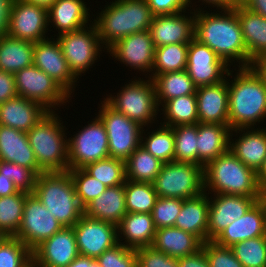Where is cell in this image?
Instances as JSON below:
<instances>
[{"label":"cell","mask_w":266,"mask_h":267,"mask_svg":"<svg viewBox=\"0 0 266 267\" xmlns=\"http://www.w3.org/2000/svg\"><path fill=\"white\" fill-rule=\"evenodd\" d=\"M63 225L41 203L34 193H27L21 225L14 237L31 251L60 231Z\"/></svg>","instance_id":"13"},{"label":"cell","mask_w":266,"mask_h":267,"mask_svg":"<svg viewBox=\"0 0 266 267\" xmlns=\"http://www.w3.org/2000/svg\"><path fill=\"white\" fill-rule=\"evenodd\" d=\"M250 67L258 74L266 87V53L257 57Z\"/></svg>","instance_id":"56"},{"label":"cell","mask_w":266,"mask_h":267,"mask_svg":"<svg viewBox=\"0 0 266 267\" xmlns=\"http://www.w3.org/2000/svg\"><path fill=\"white\" fill-rule=\"evenodd\" d=\"M229 124H197L198 165L203 168L229 150Z\"/></svg>","instance_id":"27"},{"label":"cell","mask_w":266,"mask_h":267,"mask_svg":"<svg viewBox=\"0 0 266 267\" xmlns=\"http://www.w3.org/2000/svg\"><path fill=\"white\" fill-rule=\"evenodd\" d=\"M78 256L73 227H63L32 251L33 267H66Z\"/></svg>","instance_id":"19"},{"label":"cell","mask_w":266,"mask_h":267,"mask_svg":"<svg viewBox=\"0 0 266 267\" xmlns=\"http://www.w3.org/2000/svg\"><path fill=\"white\" fill-rule=\"evenodd\" d=\"M182 205L181 198L158 197L151 213L156 229L174 227Z\"/></svg>","instance_id":"48"},{"label":"cell","mask_w":266,"mask_h":267,"mask_svg":"<svg viewBox=\"0 0 266 267\" xmlns=\"http://www.w3.org/2000/svg\"><path fill=\"white\" fill-rule=\"evenodd\" d=\"M55 112L48 111L27 132L29 144L43 172H64L69 169L67 133Z\"/></svg>","instance_id":"5"},{"label":"cell","mask_w":266,"mask_h":267,"mask_svg":"<svg viewBox=\"0 0 266 267\" xmlns=\"http://www.w3.org/2000/svg\"><path fill=\"white\" fill-rule=\"evenodd\" d=\"M83 169L107 187L122 185L126 180L125 161L121 159L108 157L89 163Z\"/></svg>","instance_id":"43"},{"label":"cell","mask_w":266,"mask_h":267,"mask_svg":"<svg viewBox=\"0 0 266 267\" xmlns=\"http://www.w3.org/2000/svg\"><path fill=\"white\" fill-rule=\"evenodd\" d=\"M121 89L117 96L109 95L104 101L143 128L153 123L160 110L152 79L145 81L139 77Z\"/></svg>","instance_id":"7"},{"label":"cell","mask_w":266,"mask_h":267,"mask_svg":"<svg viewBox=\"0 0 266 267\" xmlns=\"http://www.w3.org/2000/svg\"><path fill=\"white\" fill-rule=\"evenodd\" d=\"M94 121L68 138V168H84L87 164L109 156L108 137L104 123L96 116Z\"/></svg>","instance_id":"12"},{"label":"cell","mask_w":266,"mask_h":267,"mask_svg":"<svg viewBox=\"0 0 266 267\" xmlns=\"http://www.w3.org/2000/svg\"><path fill=\"white\" fill-rule=\"evenodd\" d=\"M0 160L32 169L37 175L43 171L37 164L26 132L0 125Z\"/></svg>","instance_id":"25"},{"label":"cell","mask_w":266,"mask_h":267,"mask_svg":"<svg viewBox=\"0 0 266 267\" xmlns=\"http://www.w3.org/2000/svg\"><path fill=\"white\" fill-rule=\"evenodd\" d=\"M0 267H33L32 251L17 237L0 244Z\"/></svg>","instance_id":"45"},{"label":"cell","mask_w":266,"mask_h":267,"mask_svg":"<svg viewBox=\"0 0 266 267\" xmlns=\"http://www.w3.org/2000/svg\"><path fill=\"white\" fill-rule=\"evenodd\" d=\"M33 193L63 227H73L84 215V207L68 171L42 172Z\"/></svg>","instance_id":"6"},{"label":"cell","mask_w":266,"mask_h":267,"mask_svg":"<svg viewBox=\"0 0 266 267\" xmlns=\"http://www.w3.org/2000/svg\"><path fill=\"white\" fill-rule=\"evenodd\" d=\"M157 199L152 183L125 180L127 213H152Z\"/></svg>","instance_id":"39"},{"label":"cell","mask_w":266,"mask_h":267,"mask_svg":"<svg viewBox=\"0 0 266 267\" xmlns=\"http://www.w3.org/2000/svg\"><path fill=\"white\" fill-rule=\"evenodd\" d=\"M163 162L146 151L141 145L125 160L126 179L152 183L160 173Z\"/></svg>","instance_id":"36"},{"label":"cell","mask_w":266,"mask_h":267,"mask_svg":"<svg viewBox=\"0 0 266 267\" xmlns=\"http://www.w3.org/2000/svg\"><path fill=\"white\" fill-rule=\"evenodd\" d=\"M79 255L97 259L118 244V226L83 215L73 226Z\"/></svg>","instance_id":"15"},{"label":"cell","mask_w":266,"mask_h":267,"mask_svg":"<svg viewBox=\"0 0 266 267\" xmlns=\"http://www.w3.org/2000/svg\"><path fill=\"white\" fill-rule=\"evenodd\" d=\"M141 133V146L163 163L174 161V134L173 127L161 124L157 130ZM151 133V134H150ZM144 137V138H143ZM144 139V140H143Z\"/></svg>","instance_id":"40"},{"label":"cell","mask_w":266,"mask_h":267,"mask_svg":"<svg viewBox=\"0 0 266 267\" xmlns=\"http://www.w3.org/2000/svg\"><path fill=\"white\" fill-rule=\"evenodd\" d=\"M244 7L266 18V0H248Z\"/></svg>","instance_id":"59"},{"label":"cell","mask_w":266,"mask_h":267,"mask_svg":"<svg viewBox=\"0 0 266 267\" xmlns=\"http://www.w3.org/2000/svg\"><path fill=\"white\" fill-rule=\"evenodd\" d=\"M250 129L238 128L231 130L229 149L247 167L257 172L266 158V128ZM240 131L244 133L241 134ZM233 132L241 134L236 141L232 139Z\"/></svg>","instance_id":"26"},{"label":"cell","mask_w":266,"mask_h":267,"mask_svg":"<svg viewBox=\"0 0 266 267\" xmlns=\"http://www.w3.org/2000/svg\"><path fill=\"white\" fill-rule=\"evenodd\" d=\"M210 267H244L230 247L217 245L214 241L202 244Z\"/></svg>","instance_id":"50"},{"label":"cell","mask_w":266,"mask_h":267,"mask_svg":"<svg viewBox=\"0 0 266 267\" xmlns=\"http://www.w3.org/2000/svg\"><path fill=\"white\" fill-rule=\"evenodd\" d=\"M189 44H167L155 48L150 79L167 72L182 71L187 67ZM155 72V73H154Z\"/></svg>","instance_id":"38"},{"label":"cell","mask_w":266,"mask_h":267,"mask_svg":"<svg viewBox=\"0 0 266 267\" xmlns=\"http://www.w3.org/2000/svg\"><path fill=\"white\" fill-rule=\"evenodd\" d=\"M204 192L264 197L256 171L247 167L230 149L203 168Z\"/></svg>","instance_id":"4"},{"label":"cell","mask_w":266,"mask_h":267,"mask_svg":"<svg viewBox=\"0 0 266 267\" xmlns=\"http://www.w3.org/2000/svg\"><path fill=\"white\" fill-rule=\"evenodd\" d=\"M18 190L14 186L13 181L3 174H0V197L10 196L17 193Z\"/></svg>","instance_id":"57"},{"label":"cell","mask_w":266,"mask_h":267,"mask_svg":"<svg viewBox=\"0 0 266 267\" xmlns=\"http://www.w3.org/2000/svg\"><path fill=\"white\" fill-rule=\"evenodd\" d=\"M74 182L80 204L85 207L90 201L100 196L107 186L88 174L83 168L68 169Z\"/></svg>","instance_id":"46"},{"label":"cell","mask_w":266,"mask_h":267,"mask_svg":"<svg viewBox=\"0 0 266 267\" xmlns=\"http://www.w3.org/2000/svg\"><path fill=\"white\" fill-rule=\"evenodd\" d=\"M48 10L24 0H13L7 35L38 42L47 39Z\"/></svg>","instance_id":"16"},{"label":"cell","mask_w":266,"mask_h":267,"mask_svg":"<svg viewBox=\"0 0 266 267\" xmlns=\"http://www.w3.org/2000/svg\"><path fill=\"white\" fill-rule=\"evenodd\" d=\"M192 0H189V3L191 5V2ZM199 1H202L204 2L205 4H208L210 6H213V7H217V9H229V0H199Z\"/></svg>","instance_id":"61"},{"label":"cell","mask_w":266,"mask_h":267,"mask_svg":"<svg viewBox=\"0 0 266 267\" xmlns=\"http://www.w3.org/2000/svg\"><path fill=\"white\" fill-rule=\"evenodd\" d=\"M203 242L194 234L176 227L156 229L153 244L157 251L170 257L179 258L191 255L202 248Z\"/></svg>","instance_id":"31"},{"label":"cell","mask_w":266,"mask_h":267,"mask_svg":"<svg viewBox=\"0 0 266 267\" xmlns=\"http://www.w3.org/2000/svg\"><path fill=\"white\" fill-rule=\"evenodd\" d=\"M109 52L115 60H119L131 69L152 72L155 56V45L148 30L130 34L110 46Z\"/></svg>","instance_id":"20"},{"label":"cell","mask_w":266,"mask_h":267,"mask_svg":"<svg viewBox=\"0 0 266 267\" xmlns=\"http://www.w3.org/2000/svg\"><path fill=\"white\" fill-rule=\"evenodd\" d=\"M110 4L93 20L104 49L130 34L149 29L154 15L146 0H115Z\"/></svg>","instance_id":"3"},{"label":"cell","mask_w":266,"mask_h":267,"mask_svg":"<svg viewBox=\"0 0 266 267\" xmlns=\"http://www.w3.org/2000/svg\"><path fill=\"white\" fill-rule=\"evenodd\" d=\"M155 87L158 106L176 97L195 94L196 86L186 69L167 72L152 78Z\"/></svg>","instance_id":"35"},{"label":"cell","mask_w":266,"mask_h":267,"mask_svg":"<svg viewBox=\"0 0 266 267\" xmlns=\"http://www.w3.org/2000/svg\"><path fill=\"white\" fill-rule=\"evenodd\" d=\"M174 161L198 165L197 124L173 127Z\"/></svg>","instance_id":"42"},{"label":"cell","mask_w":266,"mask_h":267,"mask_svg":"<svg viewBox=\"0 0 266 267\" xmlns=\"http://www.w3.org/2000/svg\"><path fill=\"white\" fill-rule=\"evenodd\" d=\"M199 123L229 124L228 81L196 88Z\"/></svg>","instance_id":"23"},{"label":"cell","mask_w":266,"mask_h":267,"mask_svg":"<svg viewBox=\"0 0 266 267\" xmlns=\"http://www.w3.org/2000/svg\"><path fill=\"white\" fill-rule=\"evenodd\" d=\"M152 185L158 197H197L204 192L203 167L176 161L163 163Z\"/></svg>","instance_id":"8"},{"label":"cell","mask_w":266,"mask_h":267,"mask_svg":"<svg viewBox=\"0 0 266 267\" xmlns=\"http://www.w3.org/2000/svg\"><path fill=\"white\" fill-rule=\"evenodd\" d=\"M257 182L263 195H266V158L262 166L256 172Z\"/></svg>","instance_id":"60"},{"label":"cell","mask_w":266,"mask_h":267,"mask_svg":"<svg viewBox=\"0 0 266 267\" xmlns=\"http://www.w3.org/2000/svg\"><path fill=\"white\" fill-rule=\"evenodd\" d=\"M34 42L4 35L0 37V70L16 73L33 65Z\"/></svg>","instance_id":"34"},{"label":"cell","mask_w":266,"mask_h":267,"mask_svg":"<svg viewBox=\"0 0 266 267\" xmlns=\"http://www.w3.org/2000/svg\"><path fill=\"white\" fill-rule=\"evenodd\" d=\"M26 197L27 193L22 191L0 197V229L8 236H14L18 232Z\"/></svg>","instance_id":"41"},{"label":"cell","mask_w":266,"mask_h":267,"mask_svg":"<svg viewBox=\"0 0 266 267\" xmlns=\"http://www.w3.org/2000/svg\"><path fill=\"white\" fill-rule=\"evenodd\" d=\"M91 22L88 23L89 27L87 25L79 30L57 35L56 38L70 70L77 78L92 67L103 49L97 27Z\"/></svg>","instance_id":"9"},{"label":"cell","mask_w":266,"mask_h":267,"mask_svg":"<svg viewBox=\"0 0 266 267\" xmlns=\"http://www.w3.org/2000/svg\"><path fill=\"white\" fill-rule=\"evenodd\" d=\"M12 2L13 0H0V37L7 35Z\"/></svg>","instance_id":"55"},{"label":"cell","mask_w":266,"mask_h":267,"mask_svg":"<svg viewBox=\"0 0 266 267\" xmlns=\"http://www.w3.org/2000/svg\"><path fill=\"white\" fill-rule=\"evenodd\" d=\"M85 3L83 0H56L48 9V23L58 29L59 35L84 28L90 21V9Z\"/></svg>","instance_id":"30"},{"label":"cell","mask_w":266,"mask_h":267,"mask_svg":"<svg viewBox=\"0 0 266 267\" xmlns=\"http://www.w3.org/2000/svg\"><path fill=\"white\" fill-rule=\"evenodd\" d=\"M50 39L47 37L34 43L33 65L49 75L71 96L78 78L70 70L57 39Z\"/></svg>","instance_id":"18"},{"label":"cell","mask_w":266,"mask_h":267,"mask_svg":"<svg viewBox=\"0 0 266 267\" xmlns=\"http://www.w3.org/2000/svg\"><path fill=\"white\" fill-rule=\"evenodd\" d=\"M100 107L97 116L106 129L109 156L125 161L140 146L143 127L114 110L105 101L101 102Z\"/></svg>","instance_id":"10"},{"label":"cell","mask_w":266,"mask_h":267,"mask_svg":"<svg viewBox=\"0 0 266 267\" xmlns=\"http://www.w3.org/2000/svg\"><path fill=\"white\" fill-rule=\"evenodd\" d=\"M222 11L208 13L206 10H200V7L197 8L195 38L213 50L227 65L236 60L239 63L238 68L250 67L253 60L244 44L236 12L234 8Z\"/></svg>","instance_id":"1"},{"label":"cell","mask_w":266,"mask_h":267,"mask_svg":"<svg viewBox=\"0 0 266 267\" xmlns=\"http://www.w3.org/2000/svg\"><path fill=\"white\" fill-rule=\"evenodd\" d=\"M266 235V201L258 200L245 215L234 220L213 241L231 247L247 239Z\"/></svg>","instance_id":"22"},{"label":"cell","mask_w":266,"mask_h":267,"mask_svg":"<svg viewBox=\"0 0 266 267\" xmlns=\"http://www.w3.org/2000/svg\"><path fill=\"white\" fill-rule=\"evenodd\" d=\"M47 112L40 103L16 96L0 104V125L27 133Z\"/></svg>","instance_id":"24"},{"label":"cell","mask_w":266,"mask_h":267,"mask_svg":"<svg viewBox=\"0 0 266 267\" xmlns=\"http://www.w3.org/2000/svg\"><path fill=\"white\" fill-rule=\"evenodd\" d=\"M125 183L119 186L107 187L97 198L84 207L88 217L110 222L118 226L126 214Z\"/></svg>","instance_id":"28"},{"label":"cell","mask_w":266,"mask_h":267,"mask_svg":"<svg viewBox=\"0 0 266 267\" xmlns=\"http://www.w3.org/2000/svg\"><path fill=\"white\" fill-rule=\"evenodd\" d=\"M235 78L228 82L229 127L255 128L266 118V87L251 68H238ZM264 118V119H263Z\"/></svg>","instance_id":"2"},{"label":"cell","mask_w":266,"mask_h":267,"mask_svg":"<svg viewBox=\"0 0 266 267\" xmlns=\"http://www.w3.org/2000/svg\"><path fill=\"white\" fill-rule=\"evenodd\" d=\"M24 1L35 5H39L40 7H43L48 10L56 0H24Z\"/></svg>","instance_id":"62"},{"label":"cell","mask_w":266,"mask_h":267,"mask_svg":"<svg viewBox=\"0 0 266 267\" xmlns=\"http://www.w3.org/2000/svg\"><path fill=\"white\" fill-rule=\"evenodd\" d=\"M208 211L207 192L194 198L183 199L182 209L177 215L174 227L194 234L205 243L208 241Z\"/></svg>","instance_id":"29"},{"label":"cell","mask_w":266,"mask_h":267,"mask_svg":"<svg viewBox=\"0 0 266 267\" xmlns=\"http://www.w3.org/2000/svg\"><path fill=\"white\" fill-rule=\"evenodd\" d=\"M186 71L196 87L218 84L226 76L230 78L233 72L213 50L196 38L189 43Z\"/></svg>","instance_id":"14"},{"label":"cell","mask_w":266,"mask_h":267,"mask_svg":"<svg viewBox=\"0 0 266 267\" xmlns=\"http://www.w3.org/2000/svg\"><path fill=\"white\" fill-rule=\"evenodd\" d=\"M248 0H229V9L244 6Z\"/></svg>","instance_id":"63"},{"label":"cell","mask_w":266,"mask_h":267,"mask_svg":"<svg viewBox=\"0 0 266 267\" xmlns=\"http://www.w3.org/2000/svg\"><path fill=\"white\" fill-rule=\"evenodd\" d=\"M16 96L14 74L0 70V104Z\"/></svg>","instance_id":"53"},{"label":"cell","mask_w":266,"mask_h":267,"mask_svg":"<svg viewBox=\"0 0 266 267\" xmlns=\"http://www.w3.org/2000/svg\"><path fill=\"white\" fill-rule=\"evenodd\" d=\"M191 11L193 15L189 17L184 12L153 17L148 31L155 48L167 44H189L195 38V9Z\"/></svg>","instance_id":"21"},{"label":"cell","mask_w":266,"mask_h":267,"mask_svg":"<svg viewBox=\"0 0 266 267\" xmlns=\"http://www.w3.org/2000/svg\"><path fill=\"white\" fill-rule=\"evenodd\" d=\"M234 11L240 23L249 57L254 61L266 53V18L244 6L235 7Z\"/></svg>","instance_id":"33"},{"label":"cell","mask_w":266,"mask_h":267,"mask_svg":"<svg viewBox=\"0 0 266 267\" xmlns=\"http://www.w3.org/2000/svg\"><path fill=\"white\" fill-rule=\"evenodd\" d=\"M230 248L244 267H266V235L247 239Z\"/></svg>","instance_id":"44"},{"label":"cell","mask_w":266,"mask_h":267,"mask_svg":"<svg viewBox=\"0 0 266 267\" xmlns=\"http://www.w3.org/2000/svg\"><path fill=\"white\" fill-rule=\"evenodd\" d=\"M137 267H179L178 259L152 246L136 249Z\"/></svg>","instance_id":"51"},{"label":"cell","mask_w":266,"mask_h":267,"mask_svg":"<svg viewBox=\"0 0 266 267\" xmlns=\"http://www.w3.org/2000/svg\"><path fill=\"white\" fill-rule=\"evenodd\" d=\"M177 259L179 267H210L203 248L191 255L179 257Z\"/></svg>","instance_id":"54"},{"label":"cell","mask_w":266,"mask_h":267,"mask_svg":"<svg viewBox=\"0 0 266 267\" xmlns=\"http://www.w3.org/2000/svg\"><path fill=\"white\" fill-rule=\"evenodd\" d=\"M7 237H8V235H7L3 230L0 229V244H1L4 240H6Z\"/></svg>","instance_id":"64"},{"label":"cell","mask_w":266,"mask_h":267,"mask_svg":"<svg viewBox=\"0 0 266 267\" xmlns=\"http://www.w3.org/2000/svg\"><path fill=\"white\" fill-rule=\"evenodd\" d=\"M0 174L11 179L18 191L33 193L38 175L30 168L0 160Z\"/></svg>","instance_id":"47"},{"label":"cell","mask_w":266,"mask_h":267,"mask_svg":"<svg viewBox=\"0 0 266 267\" xmlns=\"http://www.w3.org/2000/svg\"><path fill=\"white\" fill-rule=\"evenodd\" d=\"M96 260L101 267H137L136 250L121 243L104 251Z\"/></svg>","instance_id":"49"},{"label":"cell","mask_w":266,"mask_h":267,"mask_svg":"<svg viewBox=\"0 0 266 267\" xmlns=\"http://www.w3.org/2000/svg\"><path fill=\"white\" fill-rule=\"evenodd\" d=\"M123 234L125 244L118 242L131 249H139L153 244L156 227L151 213H126L118 225V234Z\"/></svg>","instance_id":"32"},{"label":"cell","mask_w":266,"mask_h":267,"mask_svg":"<svg viewBox=\"0 0 266 267\" xmlns=\"http://www.w3.org/2000/svg\"><path fill=\"white\" fill-rule=\"evenodd\" d=\"M209 197L208 241H213L228 225L239 219L264 197L232 194H213Z\"/></svg>","instance_id":"17"},{"label":"cell","mask_w":266,"mask_h":267,"mask_svg":"<svg viewBox=\"0 0 266 267\" xmlns=\"http://www.w3.org/2000/svg\"><path fill=\"white\" fill-rule=\"evenodd\" d=\"M154 16L185 12L189 0H146Z\"/></svg>","instance_id":"52"},{"label":"cell","mask_w":266,"mask_h":267,"mask_svg":"<svg viewBox=\"0 0 266 267\" xmlns=\"http://www.w3.org/2000/svg\"><path fill=\"white\" fill-rule=\"evenodd\" d=\"M66 267H101V266L96 259L79 255Z\"/></svg>","instance_id":"58"},{"label":"cell","mask_w":266,"mask_h":267,"mask_svg":"<svg viewBox=\"0 0 266 267\" xmlns=\"http://www.w3.org/2000/svg\"><path fill=\"white\" fill-rule=\"evenodd\" d=\"M14 78L18 96L36 101L48 111L65 105L71 98L56 81L35 65L17 71Z\"/></svg>","instance_id":"11"},{"label":"cell","mask_w":266,"mask_h":267,"mask_svg":"<svg viewBox=\"0 0 266 267\" xmlns=\"http://www.w3.org/2000/svg\"><path fill=\"white\" fill-rule=\"evenodd\" d=\"M164 122L170 127L198 124L197 100L195 94L173 98L162 104ZM166 120V121H165Z\"/></svg>","instance_id":"37"}]
</instances>
